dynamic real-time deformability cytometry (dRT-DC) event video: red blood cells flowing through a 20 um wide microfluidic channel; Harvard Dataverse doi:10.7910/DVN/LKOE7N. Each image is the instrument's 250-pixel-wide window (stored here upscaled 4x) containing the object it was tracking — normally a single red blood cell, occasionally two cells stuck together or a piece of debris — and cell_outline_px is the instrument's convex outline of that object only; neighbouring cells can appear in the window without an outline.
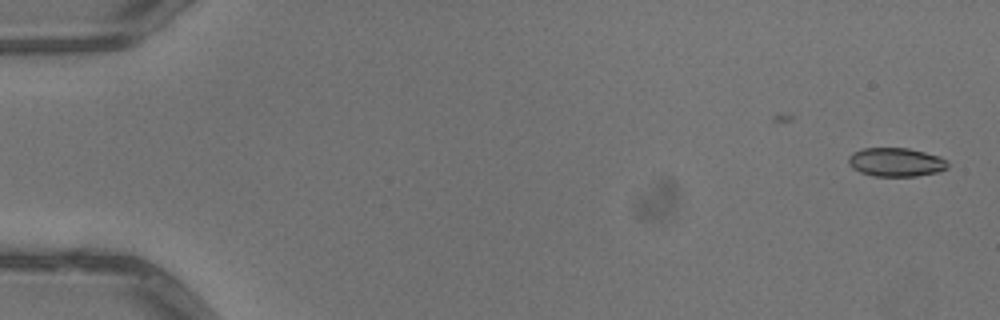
{"species": "common noctule bat (a hibernating species)", "species_latin": "Nyctalus noctula", "temperature_condition": "warm", "stored_images_in_passage": 5, "camera_frame_rate_fps": 3000, "um_per_image_px": 0.085, "animal": {"sex": "male", "body_mass_g": 13.3}, "frame": {"image": 1, "passage_image": 1, "time_ms": 0.0, "image_size_px": [1000, 320], "cell_outline_px": [[948, 168], [936, 172], [916, 176], [872, 176], [860, 172], [852, 168], [848, 164], [848, 156], [852, 152], [864, 148], [908, 148], [940, 156], [948, 160]], "centroid_in_image_um": [76.14, 13.78], "position_along_channel_um": 8.9, "area_um2": 16.76}}
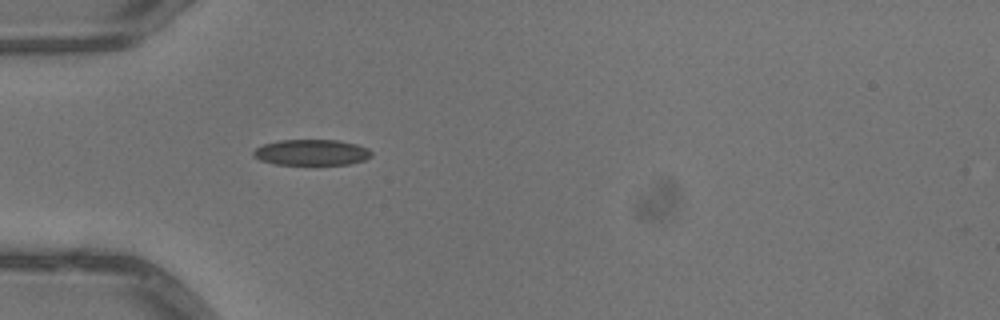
{"frame": {"image": 2, "passage_image": 5, "time_ms": 1.333, "image_size_px": [1000, 320], "cell_outline_px": [[372, 156], [364, 160], [348, 164], [272, 164], [260, 160], [252, 156], [252, 152], [256, 148], [264, 144], [280, 140], [336, 140], [356, 144], [368, 148], [372, 152]], "centroid_in_image_um": [26.46, 12.95], "position_along_channel_um": 58.5, "area_um2": 17.74}}